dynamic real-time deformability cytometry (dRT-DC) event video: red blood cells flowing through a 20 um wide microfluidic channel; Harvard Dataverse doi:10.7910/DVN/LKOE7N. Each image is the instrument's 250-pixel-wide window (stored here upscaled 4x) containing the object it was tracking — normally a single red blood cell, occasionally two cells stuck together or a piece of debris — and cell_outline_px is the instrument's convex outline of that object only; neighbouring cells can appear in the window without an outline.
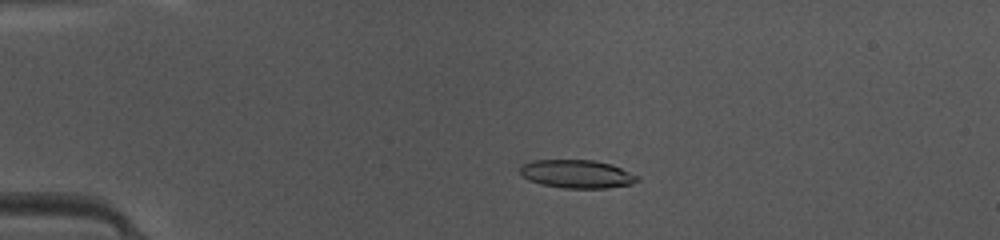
{"species": "common noctule bat (a hibernating species)", "species_latin": "Nyctalus noctula", "temperature_condition": "warm", "stored_images_in_passage": 48, "camera_frame_rate_fps": 3000, "um_per_image_px": 0.085, "animal": {"sex": "female", "body_mass_g": 10.0, "forearm_length_mm": 53.1}, "frame": {"image": 1, "passage_image": 11, "time_ms": 3.333, "image_size_px": [1000, 240], "cell_outline_px": [[640, 180], [632, 184], [608, 188], [564, 188], [544, 184], [528, 180], [520, 172], [520, 168], [524, 164], [532, 160], [592, 160], [612, 164], [640, 176]], "centroid_in_image_um": [49.1, 14.79], "position_along_channel_um": 35.9, "area_um2": 19.31}}
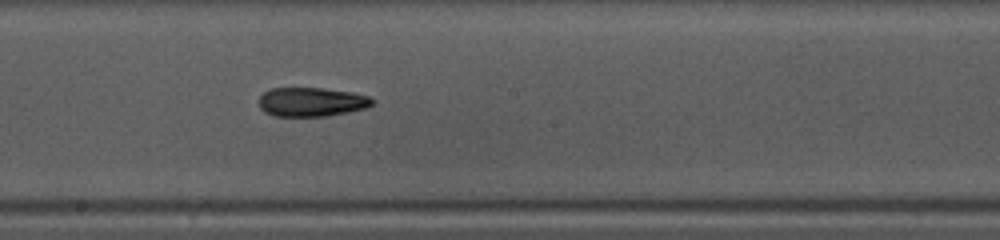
{"frame": {"image": 2, "passage_image": 27, "time_ms": 8.667, "image_size_px": [1000, 240], "cell_outline_px": [[376, 100], [368, 108], [348, 112], [324, 116], [276, 116], [264, 112], [260, 108], [260, 96], [264, 92], [272, 88], [324, 88], [352, 92], [368, 96]], "centroid_in_image_um": [26.51, 8.66], "position_along_channel_um": 221.7, "area_um2": 19.25}}
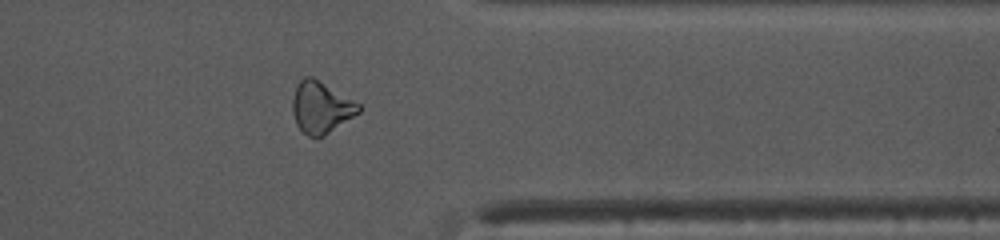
{"frame": {"image": 3, "passage_image": 39, "time_ms": 12.667, "image_size_px": [1000, 240], "cell_outline_px": [[360, 112], [324, 136], [316, 140], [308, 136], [296, 124], [292, 112], [292, 100], [296, 84], [304, 76], [312, 76], [360, 104]], "centroid_in_image_um": [27.26, 9.14], "position_along_channel_um": 384.1, "area_um2": 20.0}, "authors_computed_cell_mechanics": {"area_um2": 19.2763, "velocity_mm_per_s": 4.2125, "shape_relaxation_time_tau1_ms": null, "shape_relaxation_time_tau2_ms": 3.5521, "deformation_change_tau1": null, "deformation_change_tau2": 0.1337}}